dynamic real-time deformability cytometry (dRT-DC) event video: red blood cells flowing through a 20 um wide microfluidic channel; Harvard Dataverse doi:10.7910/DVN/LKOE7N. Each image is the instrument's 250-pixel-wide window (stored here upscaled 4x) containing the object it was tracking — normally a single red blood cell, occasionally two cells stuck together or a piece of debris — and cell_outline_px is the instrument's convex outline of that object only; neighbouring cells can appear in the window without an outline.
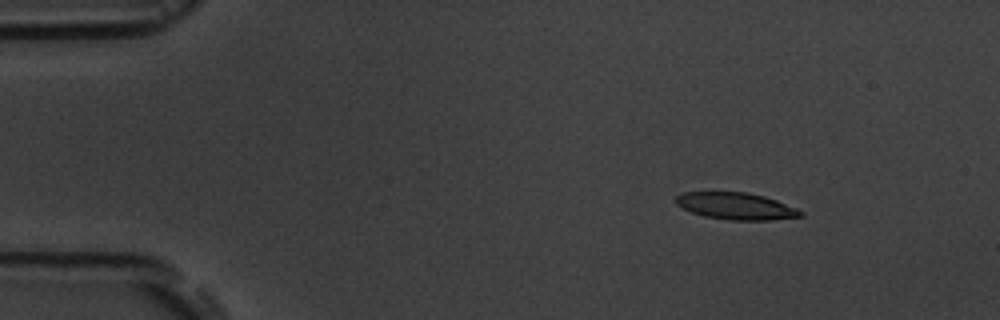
{"species": "common noctule bat (a hibernating species)", "species_latin": "Nyctalus noctula", "temperature_condition": "room temperature", "stored_images_in_passage": 5, "camera_frame_rate_fps": 3000, "um_per_image_px": 0.085, "animal": {"sex": "male", "body_mass_g": 19.5, "forearm_length_mm": 54.6}, "frame": {"image": 1, "passage_image": 2, "time_ms": 1.333, "image_size_px": [1000, 320], "cell_outline_px": [[804, 216], [772, 220], [728, 220], [704, 216], [692, 212], [676, 204], [676, 196], [684, 192], [748, 192], [764, 196], [776, 200], [796, 208], [804, 212]], "centroid_in_image_um": [62.59, 17.52], "position_along_channel_um": 22.4, "area_um2": 19.54}}